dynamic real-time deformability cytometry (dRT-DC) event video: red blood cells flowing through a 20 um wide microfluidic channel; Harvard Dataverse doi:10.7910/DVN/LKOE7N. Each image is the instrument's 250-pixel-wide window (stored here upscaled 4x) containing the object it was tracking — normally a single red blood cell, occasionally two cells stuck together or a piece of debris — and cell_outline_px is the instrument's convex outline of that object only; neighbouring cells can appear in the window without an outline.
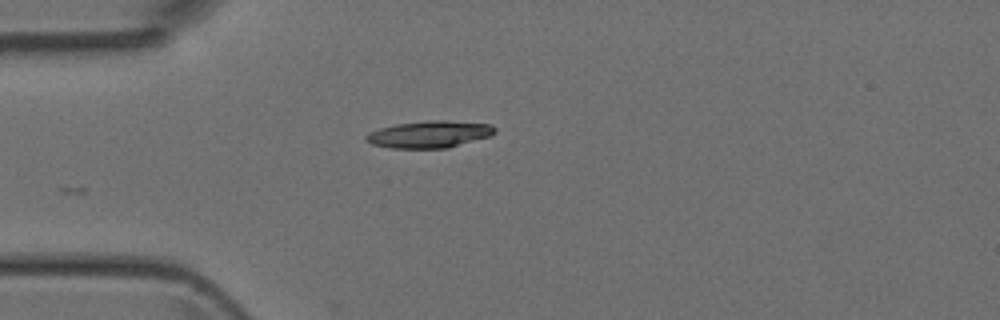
{"species": "Egyptian fruit bat (a non-hibernating species)", "species_latin": "Rousettus aegyptiacus", "temperature_condition": "room temperature", "stored_images_in_passage": 8, "camera_frame_rate_fps": 3000, "um_per_image_px": 0.085, "animal": {"sex": "female"}, "frame": {"image": 1, "passage_image": 1, "time_ms": 0.0, "image_size_px": [1000, 320], "cell_outline_px": [[496, 132], [492, 136], [448, 148], [392, 148], [372, 144], [364, 140], [364, 136], [368, 132], [380, 128], [396, 124], [428, 120], [444, 120], [492, 124], [496, 128]], "centroid_in_image_um": [36.52, 11.41], "position_along_channel_um": 48.5, "area_um2": 20.46}}
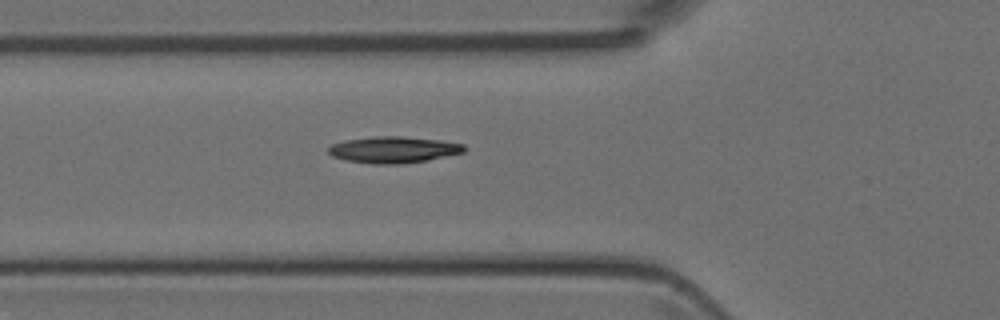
{"frame": {"image": 2, "passage_image": 5, "time_ms": 1.333, "image_size_px": [1000, 320], "cell_outline_px": [[464, 152], [428, 160], [400, 164], [372, 164], [348, 160], [332, 156], [328, 152], [328, 148], [332, 144], [344, 140], [376, 136], [400, 136], [440, 140], [464, 144]], "centroid_in_image_um": [33.43, 12.72], "position_along_channel_um": 92.4, "area_um2": 20.81}}
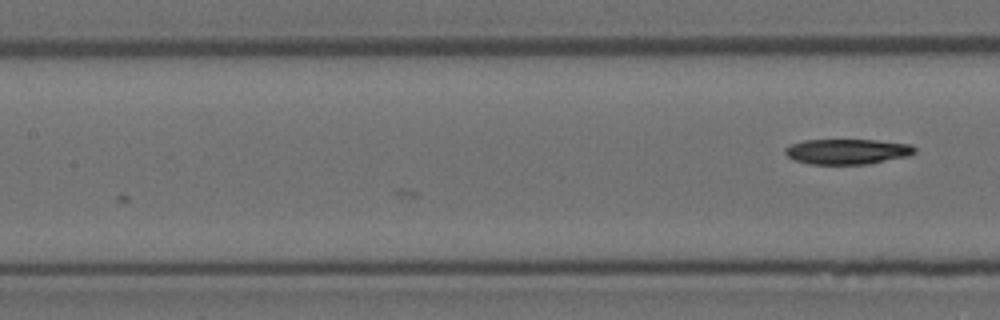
{"frame": {"image": 3, "passage_image": 8, "time_ms": 2.333, "image_size_px": [1000, 320], "cell_outline_px": [[916, 152], [908, 156], [868, 164], [808, 164], [796, 160], [788, 156], [784, 152], [784, 148], [792, 144], [804, 140], [876, 140], [912, 144], [916, 148]], "centroid_in_image_um": [72.04, 12.88], "position_along_channel_um": 135.4, "area_um2": 19.13}}